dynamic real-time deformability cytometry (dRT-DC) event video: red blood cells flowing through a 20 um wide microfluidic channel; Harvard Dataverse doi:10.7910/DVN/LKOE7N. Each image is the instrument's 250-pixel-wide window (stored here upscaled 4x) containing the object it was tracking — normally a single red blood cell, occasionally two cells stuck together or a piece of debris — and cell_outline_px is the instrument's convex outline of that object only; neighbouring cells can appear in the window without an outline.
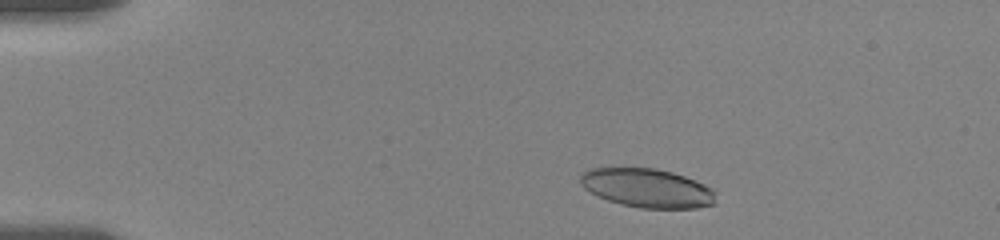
{"species": "human", "species_latin": "Homo sapiens", "temperature_condition": "room temperature", "stored_images_in_passage": 8, "camera_frame_rate_fps": 3000, "um_per_image_px": 0.085, "donor": {"sex": "female"}, "frame": {"image": 1, "passage_image": 5, "time_ms": 1.667, "image_size_px": [1000, 240], "cell_outline_px": [[716, 204], [696, 208], [640, 208], [620, 204], [608, 200], [584, 188], [580, 180], [580, 176], [584, 172], [592, 168], [656, 168], [672, 172], [696, 180], [704, 184], [716, 192]], "centroid_in_image_um": [55.06, 15.99], "position_along_channel_um": 29.9, "area_um2": 30.63}}